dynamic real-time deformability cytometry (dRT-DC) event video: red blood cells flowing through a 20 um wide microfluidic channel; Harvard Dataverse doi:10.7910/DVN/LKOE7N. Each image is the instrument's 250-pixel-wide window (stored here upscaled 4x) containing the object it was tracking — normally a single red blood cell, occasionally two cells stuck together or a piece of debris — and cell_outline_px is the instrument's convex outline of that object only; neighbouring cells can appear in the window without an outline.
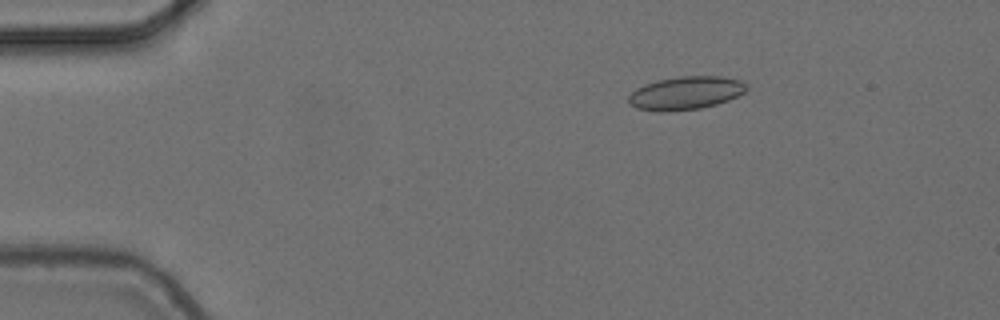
{"species": "common noctule bat (a hibernating species)", "species_latin": "Nyctalus noctula", "temperature_condition": "cold", "stored_images_in_passage": 5, "camera_frame_rate_fps": 3000, "um_per_image_px": 0.085, "animal": {"sex": "female", "body_mass_g": 24.6, "forearm_length_mm": 56.2}, "frame": {"image": 1, "passage_image": 3, "time_ms": 0.667, "image_size_px": [1000, 320], "cell_outline_px": [[748, 88], [744, 92], [728, 100], [716, 104], [700, 108], [664, 112], [660, 112], [636, 108], [628, 104], [628, 96], [636, 88], [644, 84], [676, 76], [720, 76], [740, 80], [748, 84]], "centroid_in_image_um": [58.26, 7.9], "position_along_channel_um": 26.7, "area_um2": 22.89}}